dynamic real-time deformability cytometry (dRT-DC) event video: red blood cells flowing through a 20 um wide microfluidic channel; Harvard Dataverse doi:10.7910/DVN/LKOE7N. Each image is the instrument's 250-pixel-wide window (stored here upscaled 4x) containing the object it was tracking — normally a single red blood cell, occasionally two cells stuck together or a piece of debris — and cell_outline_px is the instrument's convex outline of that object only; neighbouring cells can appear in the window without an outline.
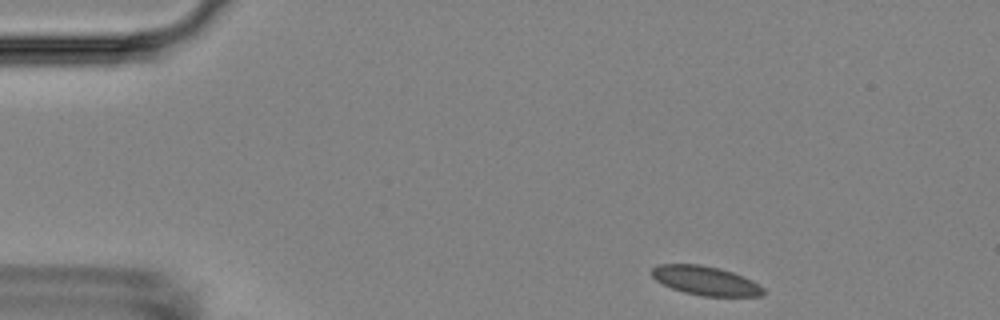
{"species": "Egyptian fruit bat (a non-hibernating species)", "species_latin": "Rousettus aegyptiacus", "temperature_condition": "room temperature", "stored_images_in_passage": 4, "camera_frame_rate_fps": 3000, "um_per_image_px": 0.085, "animal": {"sex": "female"}, "frame": {"image": 1, "passage_image": 1, "time_ms": 0.0, "image_size_px": [1000, 320], "cell_outline_px": [[764, 296], [704, 296], [684, 292], [672, 288], [656, 280], [652, 276], [652, 268], [660, 264], [700, 264], [720, 268], [744, 276], [760, 284], [764, 288]], "centroid_in_image_um": [60.01, 23.85], "position_along_channel_um": 25.0, "area_um2": 18.9}}